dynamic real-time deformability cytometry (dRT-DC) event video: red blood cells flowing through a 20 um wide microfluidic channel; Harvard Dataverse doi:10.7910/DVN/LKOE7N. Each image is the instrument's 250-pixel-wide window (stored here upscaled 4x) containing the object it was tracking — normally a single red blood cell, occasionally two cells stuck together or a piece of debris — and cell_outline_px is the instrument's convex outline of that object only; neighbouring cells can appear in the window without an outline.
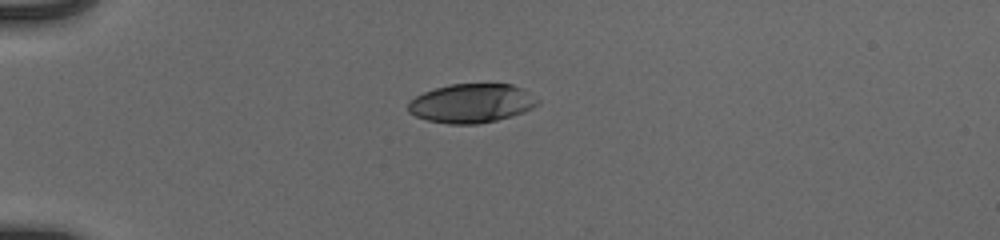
{"species": "human", "species_latin": "Homo sapiens", "temperature_condition": "cold", "stored_images_in_passage": 39, "camera_frame_rate_fps": 3000, "um_per_image_px": 0.085, "donor": {"sex": "male"}, "frame": {"image": 1, "passage_image": 1, "time_ms": 0.0, "image_size_px": [1000, 240], "cell_outline_px": [[540, 104], [524, 112], [512, 116], [496, 120], [476, 124], [448, 124], [428, 120], [416, 116], [408, 112], [408, 100], [424, 92], [448, 84], [512, 84], [524, 88], [540, 100]], "centroid_in_image_um": [40.11, 8.77], "position_along_channel_um": 44.9, "area_um2": 29.65}}
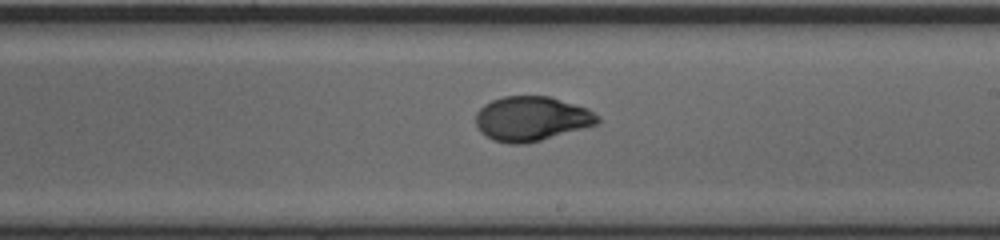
{"frame": {"image": 2, "passage_image": 19, "time_ms": 6.0, "image_size_px": [1000, 240], "cell_outline_px": [[600, 120], [596, 124], [540, 140], [524, 144], [508, 144], [492, 140], [480, 132], [476, 124], [476, 112], [484, 104], [492, 100], [504, 96], [552, 96], [588, 108], [600, 116]], "centroid_in_image_um": [45.16, 10.08], "position_along_channel_um": 243.8, "area_um2": 31.73}}
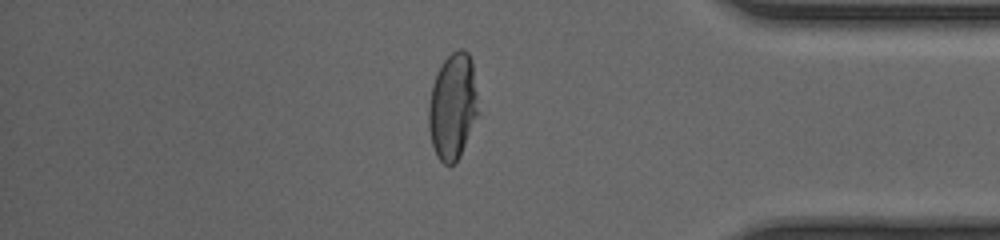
{"frame": {"image": 3, "passage_image": 32, "time_ms": 10.333, "image_size_px": [1000, 240], "cell_outline_px": [[480, 116], [456, 164], [444, 164], [436, 156], [432, 144], [428, 128], [428, 104], [432, 84], [444, 60], [452, 52], [460, 48], [464, 48], [468, 52], [472, 60], [480, 112]], "centroid_in_image_um": [38.51, 9.07], "position_along_channel_um": 396.7, "area_um2": 31.5}, "authors_computed_cell_mechanics": {"area_um2": 31.4432, "velocity_mm_per_s": 3.9665, "shape_relaxation_time_tau1_ms": 4.128, "shape_relaxation_time_tau2_ms": 0.8018, "deformation_change_tau1": 0.2197, "deformation_change_tau2": 0.0396}}